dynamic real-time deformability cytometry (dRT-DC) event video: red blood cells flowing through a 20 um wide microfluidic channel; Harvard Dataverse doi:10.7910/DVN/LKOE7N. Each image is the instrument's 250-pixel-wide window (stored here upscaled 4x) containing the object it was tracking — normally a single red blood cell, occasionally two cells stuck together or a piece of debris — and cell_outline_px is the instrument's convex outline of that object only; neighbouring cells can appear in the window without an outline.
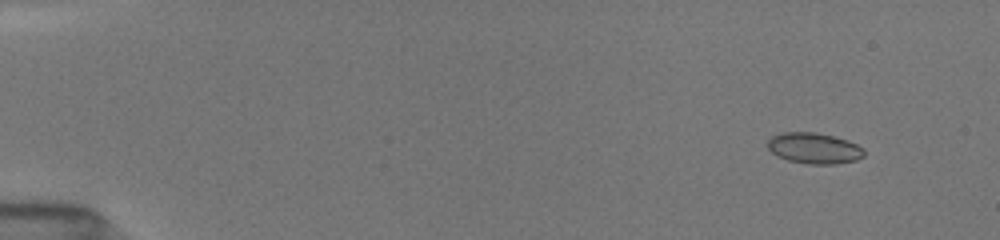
{"species": "common noctule bat (a hibernating species)", "species_latin": "Nyctalus noctula", "temperature_condition": "room temperature", "stored_images_in_passage": 38, "camera_frame_rate_fps": 3000, "um_per_image_px": 0.085, "animal": {"sex": "female", "body_mass_g": 19.5, "forearm_length_mm": 54.1}, "frame": {"image": 1, "passage_image": 2, "time_ms": 0.333, "image_size_px": [1000, 240], "cell_outline_px": [[864, 156], [856, 160], [836, 164], [808, 164], [788, 160], [772, 152], [768, 148], [768, 140], [772, 136], [780, 132], [816, 132], [848, 140], [864, 148]], "centroid_in_image_um": [69.22, 12.59], "position_along_channel_um": 15.8, "area_um2": 17.34}}
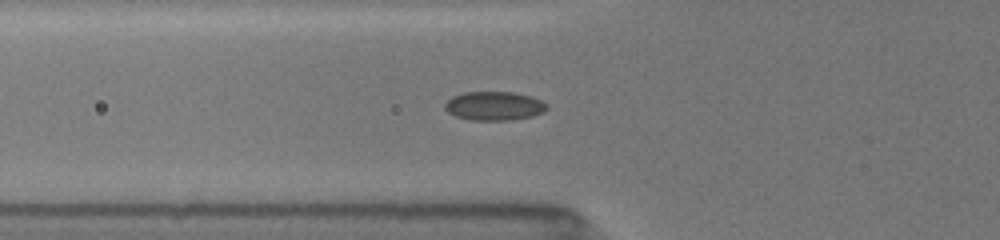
{"frame": {"image": 2, "passage_image": 16, "time_ms": 5.333, "image_size_px": [1000, 240], "cell_outline_px": [[548, 108], [544, 112], [532, 116], [512, 120], [472, 120], [456, 116], [448, 112], [444, 108], [444, 104], [452, 96], [464, 92], [512, 92], [528, 96], [540, 100]], "centroid_in_image_um": [41.97, 9.01], "position_along_channel_um": 83.8, "area_um2": 16.99}}
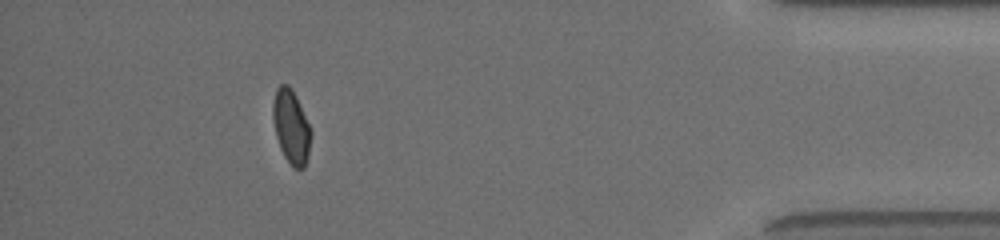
{"frame": {"image": 3, "passage_image": 34, "time_ms": 14.667, "image_size_px": [1000, 240], "cell_outline_px": [[312, 136], [308, 156], [304, 168], [292, 168], [284, 156], [280, 148], [276, 136], [272, 116], [272, 104], [276, 88], [280, 84], [288, 84], [292, 88], [296, 96], [312, 132]], "centroid_in_image_um": [24.74, 10.77], "position_along_channel_um": 410.5, "area_um2": 16.53}, "authors_computed_cell_mechanics": {"area_um2": 16.762, "velocity_mm_per_s": 3.9996, "shape_relaxation_time_tau1_ms": 4.968, "shape_relaxation_time_tau2_ms": 1.2325, "deformation_change_tau1": 0.0996, "deformation_change_tau2": 0.0467}}